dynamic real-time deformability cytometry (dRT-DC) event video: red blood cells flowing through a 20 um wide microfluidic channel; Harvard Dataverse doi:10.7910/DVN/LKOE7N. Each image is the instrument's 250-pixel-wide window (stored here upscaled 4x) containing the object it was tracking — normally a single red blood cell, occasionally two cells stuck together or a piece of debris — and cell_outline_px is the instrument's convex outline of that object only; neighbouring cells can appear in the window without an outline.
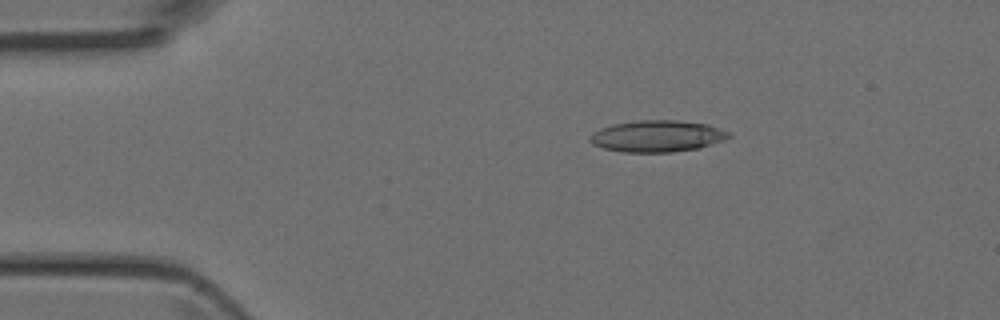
{"species": "Egyptian fruit bat (a non-hibernating species)", "species_latin": "Rousettus aegyptiacus", "temperature_condition": "room temperature", "stored_images_in_passage": 3, "camera_frame_rate_fps": 3000, "um_per_image_px": 0.085, "animal": {"sex": "female"}, "frame": {"image": 1, "passage_image": 2, "time_ms": 0.333, "image_size_px": [1000, 320], "cell_outline_px": [[732, 136], [724, 140], [700, 148], [672, 152], [624, 152], [604, 148], [592, 144], [588, 140], [592, 132], [600, 128], [612, 124], [640, 120], [676, 120], [708, 124], [732, 132]], "centroid_in_image_um": [55.89, 11.57], "position_along_channel_um": 29.1, "area_um2": 25.78}}